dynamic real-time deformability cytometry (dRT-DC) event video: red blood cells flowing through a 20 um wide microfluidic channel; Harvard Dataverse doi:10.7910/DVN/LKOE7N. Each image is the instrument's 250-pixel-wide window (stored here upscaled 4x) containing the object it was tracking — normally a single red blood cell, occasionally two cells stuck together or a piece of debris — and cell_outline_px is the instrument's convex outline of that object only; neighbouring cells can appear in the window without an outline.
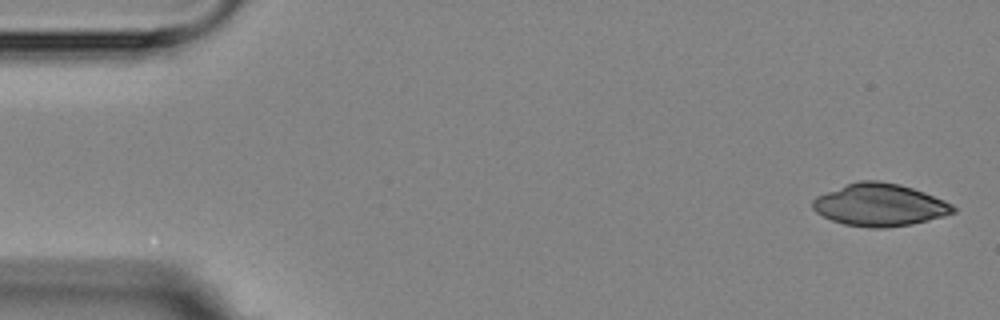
{"species": "Egyptian fruit bat (a non-hibernating species)", "species_latin": "Rousettus aegyptiacus", "temperature_condition": "room temperature", "stored_images_in_passage": 5, "segment_of_instrument_passage": [2, 2], "camera_frame_rate_fps": 3000, "um_per_image_px": 0.085, "animal": {"sex": "female"}, "frame": {"image": 1, "passage_image": 5, "time_ms": 6.0, "image_size_px": [1000, 320], "cell_outline_px": [[956, 212], [944, 216], [912, 224], [884, 228], [868, 228], [844, 224], [832, 220], [816, 212], [812, 208], [812, 200], [816, 196], [848, 184], [860, 180], [880, 180], [900, 184], [924, 192], [944, 200], [952, 204], [956, 208]], "centroid_in_image_um": [74.79, 17.42], "position_along_channel_um": 10.2, "area_um2": 34.68}}